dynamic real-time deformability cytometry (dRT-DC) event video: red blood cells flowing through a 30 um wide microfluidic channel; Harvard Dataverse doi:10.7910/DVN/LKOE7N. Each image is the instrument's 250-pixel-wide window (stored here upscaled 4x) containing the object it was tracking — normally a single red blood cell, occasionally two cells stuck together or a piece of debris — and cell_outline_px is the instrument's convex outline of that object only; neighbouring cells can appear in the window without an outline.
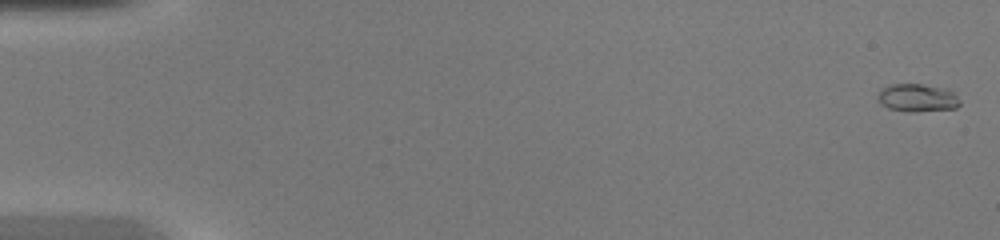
{"species": "common noctule bat (a hibernating species)", "species_latin": "Nyctalus noctula", "temperature_condition": "warm", "stored_images_in_passage": 49, "camera_frame_rate_fps": 3000, "um_per_image_px": 0.085, "animal": {"sex": "female", "body_mass_g": 20.0, "forearm_length_mm": 54.0}, "frame": {"image": 1, "passage_image": 2, "time_ms": 0.333, "image_size_px": [1000, 240], "cell_outline_px": [[960, 104], [956, 108], [916, 112], [908, 112], [888, 108], [880, 104], [876, 96], [880, 88], [892, 84], [924, 84], [948, 88], [956, 92], [960, 100]], "centroid_in_image_um": [77.99, 8.31], "position_along_channel_um": 7.0, "area_um2": 13.81}}
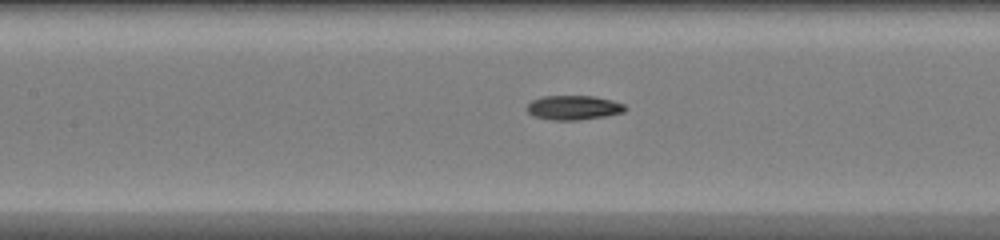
{"frame": {"image": 2, "passage_image": 24, "time_ms": 7.667, "image_size_px": [1000, 240], "cell_outline_px": [[628, 108], [624, 112], [608, 116], [576, 120], [552, 120], [532, 116], [524, 108], [532, 100], [544, 96], [596, 96], [612, 100], [624, 104]], "centroid_in_image_um": [48.76, 9.15], "position_along_channel_um": 158.6, "area_um2": 14.16}}
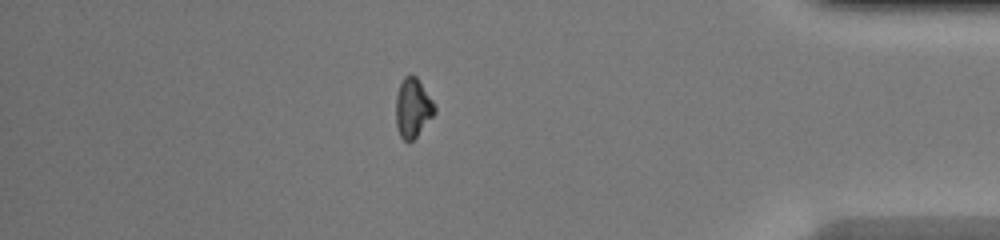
{"frame": {"image": 3, "passage_image": 43, "time_ms": 14.0, "image_size_px": [1000, 240], "cell_outline_px": [[436, 112], [416, 136], [412, 140], [404, 140], [400, 136], [396, 124], [396, 96], [400, 84], [404, 76], [416, 76], [436, 104]], "centroid_in_image_um": [35.1, 9.15], "position_along_channel_um": 400.1, "area_um2": 13.24}, "authors_computed_cell_mechanics": {"area_um2": 13.294, "velocity_mm_per_s": 4.3592, "shape_relaxation_time_tau1_ms": null, "shape_relaxation_time_tau2_ms": 3.2352, "deformation_change_tau1": null, "deformation_change_tau2": 0.0734}}